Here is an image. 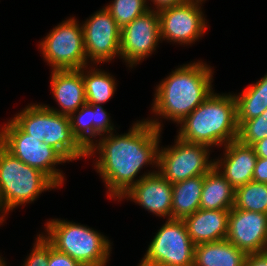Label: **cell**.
<instances>
[{
	"instance_id": "obj_27",
	"label": "cell",
	"mask_w": 267,
	"mask_h": 266,
	"mask_svg": "<svg viewBox=\"0 0 267 266\" xmlns=\"http://www.w3.org/2000/svg\"><path fill=\"white\" fill-rule=\"evenodd\" d=\"M105 8L121 29L151 9L147 0H114Z\"/></svg>"
},
{
	"instance_id": "obj_31",
	"label": "cell",
	"mask_w": 267,
	"mask_h": 266,
	"mask_svg": "<svg viewBox=\"0 0 267 266\" xmlns=\"http://www.w3.org/2000/svg\"><path fill=\"white\" fill-rule=\"evenodd\" d=\"M48 266H84L66 253L60 252L49 244Z\"/></svg>"
},
{
	"instance_id": "obj_14",
	"label": "cell",
	"mask_w": 267,
	"mask_h": 266,
	"mask_svg": "<svg viewBox=\"0 0 267 266\" xmlns=\"http://www.w3.org/2000/svg\"><path fill=\"white\" fill-rule=\"evenodd\" d=\"M172 184L158 171L143 177L119 200L129 198L153 214L172 219Z\"/></svg>"
},
{
	"instance_id": "obj_25",
	"label": "cell",
	"mask_w": 267,
	"mask_h": 266,
	"mask_svg": "<svg viewBox=\"0 0 267 266\" xmlns=\"http://www.w3.org/2000/svg\"><path fill=\"white\" fill-rule=\"evenodd\" d=\"M234 208L267 214V184L250 181L236 188Z\"/></svg>"
},
{
	"instance_id": "obj_19",
	"label": "cell",
	"mask_w": 267,
	"mask_h": 266,
	"mask_svg": "<svg viewBox=\"0 0 267 266\" xmlns=\"http://www.w3.org/2000/svg\"><path fill=\"white\" fill-rule=\"evenodd\" d=\"M246 253L227 239L195 245L193 266H244Z\"/></svg>"
},
{
	"instance_id": "obj_35",
	"label": "cell",
	"mask_w": 267,
	"mask_h": 266,
	"mask_svg": "<svg viewBox=\"0 0 267 266\" xmlns=\"http://www.w3.org/2000/svg\"><path fill=\"white\" fill-rule=\"evenodd\" d=\"M252 147L254 148L257 157L267 159V137L257 141Z\"/></svg>"
},
{
	"instance_id": "obj_38",
	"label": "cell",
	"mask_w": 267,
	"mask_h": 266,
	"mask_svg": "<svg viewBox=\"0 0 267 266\" xmlns=\"http://www.w3.org/2000/svg\"><path fill=\"white\" fill-rule=\"evenodd\" d=\"M3 222H4V220L0 217V223L2 224ZM1 224H0V225H1Z\"/></svg>"
},
{
	"instance_id": "obj_1",
	"label": "cell",
	"mask_w": 267,
	"mask_h": 266,
	"mask_svg": "<svg viewBox=\"0 0 267 266\" xmlns=\"http://www.w3.org/2000/svg\"><path fill=\"white\" fill-rule=\"evenodd\" d=\"M158 119L137 121L128 133L114 135L108 133L95 141L87 151L93 156L97 151L99 157L95 162L97 173L108 188L110 199H120L131 187L147 175L149 171L135 179L144 165L158 167V150L162 124ZM98 142V143H97Z\"/></svg>"
},
{
	"instance_id": "obj_4",
	"label": "cell",
	"mask_w": 267,
	"mask_h": 266,
	"mask_svg": "<svg viewBox=\"0 0 267 266\" xmlns=\"http://www.w3.org/2000/svg\"><path fill=\"white\" fill-rule=\"evenodd\" d=\"M45 226L47 233L42 236L56 250L84 266H106L111 243L99 231L60 219H51Z\"/></svg>"
},
{
	"instance_id": "obj_36",
	"label": "cell",
	"mask_w": 267,
	"mask_h": 266,
	"mask_svg": "<svg viewBox=\"0 0 267 266\" xmlns=\"http://www.w3.org/2000/svg\"><path fill=\"white\" fill-rule=\"evenodd\" d=\"M0 266H6V263L2 257H0Z\"/></svg>"
},
{
	"instance_id": "obj_30",
	"label": "cell",
	"mask_w": 267,
	"mask_h": 266,
	"mask_svg": "<svg viewBox=\"0 0 267 266\" xmlns=\"http://www.w3.org/2000/svg\"><path fill=\"white\" fill-rule=\"evenodd\" d=\"M94 109V120H93V137L102 136L113 132L114 126L111 124L110 117L105 109L98 104H90Z\"/></svg>"
},
{
	"instance_id": "obj_32",
	"label": "cell",
	"mask_w": 267,
	"mask_h": 266,
	"mask_svg": "<svg viewBox=\"0 0 267 266\" xmlns=\"http://www.w3.org/2000/svg\"><path fill=\"white\" fill-rule=\"evenodd\" d=\"M253 181L267 184V159L257 157L253 172Z\"/></svg>"
},
{
	"instance_id": "obj_9",
	"label": "cell",
	"mask_w": 267,
	"mask_h": 266,
	"mask_svg": "<svg viewBox=\"0 0 267 266\" xmlns=\"http://www.w3.org/2000/svg\"><path fill=\"white\" fill-rule=\"evenodd\" d=\"M209 146L188 143L177 137L171 147L158 150V172L171 184L205 175L215 165Z\"/></svg>"
},
{
	"instance_id": "obj_13",
	"label": "cell",
	"mask_w": 267,
	"mask_h": 266,
	"mask_svg": "<svg viewBox=\"0 0 267 266\" xmlns=\"http://www.w3.org/2000/svg\"><path fill=\"white\" fill-rule=\"evenodd\" d=\"M226 239L246 254L267 251V214L232 207Z\"/></svg>"
},
{
	"instance_id": "obj_17",
	"label": "cell",
	"mask_w": 267,
	"mask_h": 266,
	"mask_svg": "<svg viewBox=\"0 0 267 266\" xmlns=\"http://www.w3.org/2000/svg\"><path fill=\"white\" fill-rule=\"evenodd\" d=\"M230 210L198 209L183 219L188 235L195 245L227 238Z\"/></svg>"
},
{
	"instance_id": "obj_34",
	"label": "cell",
	"mask_w": 267,
	"mask_h": 266,
	"mask_svg": "<svg viewBox=\"0 0 267 266\" xmlns=\"http://www.w3.org/2000/svg\"><path fill=\"white\" fill-rule=\"evenodd\" d=\"M151 1L155 5L154 10L157 9V11H159L160 9L166 8V7L180 5L182 3L187 2V0H151Z\"/></svg>"
},
{
	"instance_id": "obj_7",
	"label": "cell",
	"mask_w": 267,
	"mask_h": 266,
	"mask_svg": "<svg viewBox=\"0 0 267 266\" xmlns=\"http://www.w3.org/2000/svg\"><path fill=\"white\" fill-rule=\"evenodd\" d=\"M76 20H64L40 42L39 48L52 70H77L88 65L83 27Z\"/></svg>"
},
{
	"instance_id": "obj_8",
	"label": "cell",
	"mask_w": 267,
	"mask_h": 266,
	"mask_svg": "<svg viewBox=\"0 0 267 266\" xmlns=\"http://www.w3.org/2000/svg\"><path fill=\"white\" fill-rule=\"evenodd\" d=\"M194 251L184 221L167 219L138 266H193Z\"/></svg>"
},
{
	"instance_id": "obj_18",
	"label": "cell",
	"mask_w": 267,
	"mask_h": 266,
	"mask_svg": "<svg viewBox=\"0 0 267 266\" xmlns=\"http://www.w3.org/2000/svg\"><path fill=\"white\" fill-rule=\"evenodd\" d=\"M44 143L58 150L68 162L88 156V151L74 137L69 116L48 109V129Z\"/></svg>"
},
{
	"instance_id": "obj_15",
	"label": "cell",
	"mask_w": 267,
	"mask_h": 266,
	"mask_svg": "<svg viewBox=\"0 0 267 266\" xmlns=\"http://www.w3.org/2000/svg\"><path fill=\"white\" fill-rule=\"evenodd\" d=\"M224 151V158L216 159L214 165L224 178L235 189L253 181V172L257 162L254 148L235 140L226 144Z\"/></svg>"
},
{
	"instance_id": "obj_37",
	"label": "cell",
	"mask_w": 267,
	"mask_h": 266,
	"mask_svg": "<svg viewBox=\"0 0 267 266\" xmlns=\"http://www.w3.org/2000/svg\"><path fill=\"white\" fill-rule=\"evenodd\" d=\"M187 1H195V2H203V1H205V0H187Z\"/></svg>"
},
{
	"instance_id": "obj_29",
	"label": "cell",
	"mask_w": 267,
	"mask_h": 266,
	"mask_svg": "<svg viewBox=\"0 0 267 266\" xmlns=\"http://www.w3.org/2000/svg\"><path fill=\"white\" fill-rule=\"evenodd\" d=\"M34 244V248L23 266H48L49 243L44 239L42 234H39Z\"/></svg>"
},
{
	"instance_id": "obj_26",
	"label": "cell",
	"mask_w": 267,
	"mask_h": 266,
	"mask_svg": "<svg viewBox=\"0 0 267 266\" xmlns=\"http://www.w3.org/2000/svg\"><path fill=\"white\" fill-rule=\"evenodd\" d=\"M69 119L74 137L88 150L95 143L93 141V107L86 103L78 111L72 113Z\"/></svg>"
},
{
	"instance_id": "obj_23",
	"label": "cell",
	"mask_w": 267,
	"mask_h": 266,
	"mask_svg": "<svg viewBox=\"0 0 267 266\" xmlns=\"http://www.w3.org/2000/svg\"><path fill=\"white\" fill-rule=\"evenodd\" d=\"M87 68V66L82 68L86 102L87 104L102 105L110 100L116 91L115 78H113L111 74L98 68L89 71ZM85 69L87 71H85Z\"/></svg>"
},
{
	"instance_id": "obj_28",
	"label": "cell",
	"mask_w": 267,
	"mask_h": 266,
	"mask_svg": "<svg viewBox=\"0 0 267 266\" xmlns=\"http://www.w3.org/2000/svg\"><path fill=\"white\" fill-rule=\"evenodd\" d=\"M237 123V140L242 144L252 146L257 141L267 137V110L258 117L237 121Z\"/></svg>"
},
{
	"instance_id": "obj_6",
	"label": "cell",
	"mask_w": 267,
	"mask_h": 266,
	"mask_svg": "<svg viewBox=\"0 0 267 266\" xmlns=\"http://www.w3.org/2000/svg\"><path fill=\"white\" fill-rule=\"evenodd\" d=\"M10 120L0 129V144L26 165L42 171L59 188L64 183V175L56 166L68 160L54 147L26 134Z\"/></svg>"
},
{
	"instance_id": "obj_33",
	"label": "cell",
	"mask_w": 267,
	"mask_h": 266,
	"mask_svg": "<svg viewBox=\"0 0 267 266\" xmlns=\"http://www.w3.org/2000/svg\"><path fill=\"white\" fill-rule=\"evenodd\" d=\"M244 266H267V251L248 253Z\"/></svg>"
},
{
	"instance_id": "obj_12",
	"label": "cell",
	"mask_w": 267,
	"mask_h": 266,
	"mask_svg": "<svg viewBox=\"0 0 267 266\" xmlns=\"http://www.w3.org/2000/svg\"><path fill=\"white\" fill-rule=\"evenodd\" d=\"M160 41L158 11L149 9L121 29L120 58L133 68L151 55Z\"/></svg>"
},
{
	"instance_id": "obj_22",
	"label": "cell",
	"mask_w": 267,
	"mask_h": 266,
	"mask_svg": "<svg viewBox=\"0 0 267 266\" xmlns=\"http://www.w3.org/2000/svg\"><path fill=\"white\" fill-rule=\"evenodd\" d=\"M237 121H246L260 116L267 110V74L254 85L235 95Z\"/></svg>"
},
{
	"instance_id": "obj_2",
	"label": "cell",
	"mask_w": 267,
	"mask_h": 266,
	"mask_svg": "<svg viewBox=\"0 0 267 266\" xmlns=\"http://www.w3.org/2000/svg\"><path fill=\"white\" fill-rule=\"evenodd\" d=\"M211 80L213 72L206 63L178 67L157 86L152 112L179 124L213 93Z\"/></svg>"
},
{
	"instance_id": "obj_3",
	"label": "cell",
	"mask_w": 267,
	"mask_h": 266,
	"mask_svg": "<svg viewBox=\"0 0 267 266\" xmlns=\"http://www.w3.org/2000/svg\"><path fill=\"white\" fill-rule=\"evenodd\" d=\"M179 124L176 137L188 143L226 145L237 140L236 100L232 94L212 93Z\"/></svg>"
},
{
	"instance_id": "obj_5",
	"label": "cell",
	"mask_w": 267,
	"mask_h": 266,
	"mask_svg": "<svg viewBox=\"0 0 267 266\" xmlns=\"http://www.w3.org/2000/svg\"><path fill=\"white\" fill-rule=\"evenodd\" d=\"M58 186L42 171L14 157L0 144V217L24 203H32L42 192Z\"/></svg>"
},
{
	"instance_id": "obj_24",
	"label": "cell",
	"mask_w": 267,
	"mask_h": 266,
	"mask_svg": "<svg viewBox=\"0 0 267 266\" xmlns=\"http://www.w3.org/2000/svg\"><path fill=\"white\" fill-rule=\"evenodd\" d=\"M12 120L28 135L44 142L48 129V108L43 104H32L17 113Z\"/></svg>"
},
{
	"instance_id": "obj_10",
	"label": "cell",
	"mask_w": 267,
	"mask_h": 266,
	"mask_svg": "<svg viewBox=\"0 0 267 266\" xmlns=\"http://www.w3.org/2000/svg\"><path fill=\"white\" fill-rule=\"evenodd\" d=\"M202 3L187 1L180 5L166 7L158 11L160 38L179 44H192L207 29L202 12Z\"/></svg>"
},
{
	"instance_id": "obj_16",
	"label": "cell",
	"mask_w": 267,
	"mask_h": 266,
	"mask_svg": "<svg viewBox=\"0 0 267 266\" xmlns=\"http://www.w3.org/2000/svg\"><path fill=\"white\" fill-rule=\"evenodd\" d=\"M51 91L60 109L45 107L61 115L70 116L86 104L82 68L77 70H52ZM62 109V110H61Z\"/></svg>"
},
{
	"instance_id": "obj_11",
	"label": "cell",
	"mask_w": 267,
	"mask_h": 266,
	"mask_svg": "<svg viewBox=\"0 0 267 266\" xmlns=\"http://www.w3.org/2000/svg\"><path fill=\"white\" fill-rule=\"evenodd\" d=\"M82 27L87 61L104 63L120 56L121 28L105 7L89 17Z\"/></svg>"
},
{
	"instance_id": "obj_20",
	"label": "cell",
	"mask_w": 267,
	"mask_h": 266,
	"mask_svg": "<svg viewBox=\"0 0 267 266\" xmlns=\"http://www.w3.org/2000/svg\"><path fill=\"white\" fill-rule=\"evenodd\" d=\"M235 188L214 166L204 175L200 208L206 210H230L234 207Z\"/></svg>"
},
{
	"instance_id": "obj_21",
	"label": "cell",
	"mask_w": 267,
	"mask_h": 266,
	"mask_svg": "<svg viewBox=\"0 0 267 266\" xmlns=\"http://www.w3.org/2000/svg\"><path fill=\"white\" fill-rule=\"evenodd\" d=\"M204 175L172 184V219L183 220L200 209Z\"/></svg>"
}]
</instances>
